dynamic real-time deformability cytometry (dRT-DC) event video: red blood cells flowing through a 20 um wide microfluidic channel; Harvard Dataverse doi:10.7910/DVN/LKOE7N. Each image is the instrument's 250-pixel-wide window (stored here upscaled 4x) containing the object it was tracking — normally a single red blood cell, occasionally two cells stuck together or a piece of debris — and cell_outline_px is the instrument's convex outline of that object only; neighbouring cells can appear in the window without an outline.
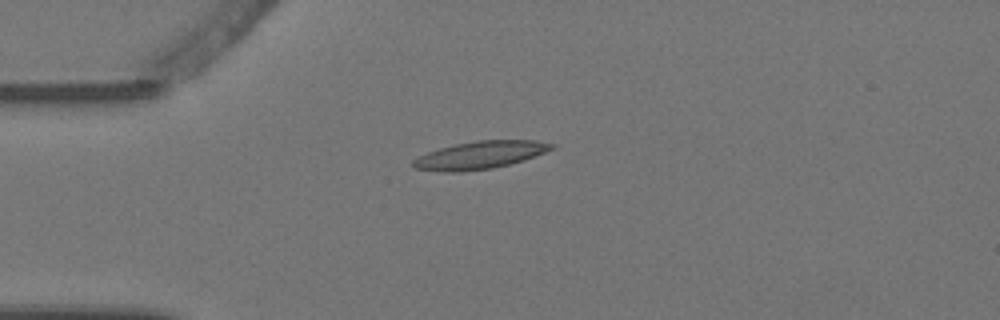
{"species": "Egyptian fruit bat (a non-hibernating species)", "species_latin": "Rousettus aegyptiacus", "temperature_condition": "warm", "stored_images_in_passage": 3, "camera_frame_rate_fps": 3000, "um_per_image_px": 0.085, "animal": {"sex": "female"}, "frame": {"image": 1, "passage_image": 3, "time_ms": 0.667, "image_size_px": [1000, 320], "cell_outline_px": [[556, 148], [524, 160], [492, 168], [460, 172], [444, 172], [416, 168], [412, 164], [412, 160], [416, 156], [440, 148], [456, 144], [476, 140], [536, 140], [556, 144]], "centroid_in_image_um": [40.82, 13.17], "position_along_channel_um": 44.2, "area_um2": 22.37}}